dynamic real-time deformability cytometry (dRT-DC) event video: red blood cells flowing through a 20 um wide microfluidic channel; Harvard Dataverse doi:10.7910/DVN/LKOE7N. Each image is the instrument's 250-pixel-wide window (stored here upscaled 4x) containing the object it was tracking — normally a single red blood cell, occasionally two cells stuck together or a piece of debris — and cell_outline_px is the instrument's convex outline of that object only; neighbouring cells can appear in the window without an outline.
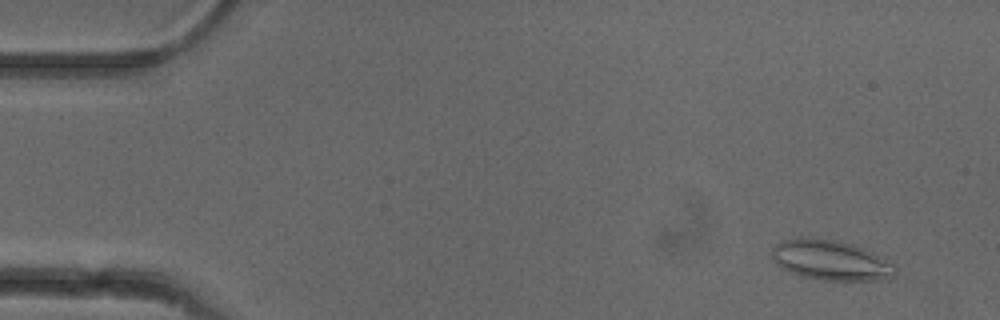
{"species": "common noctule bat (a hibernating species)", "species_latin": "Nyctalus noctula", "temperature_condition": "cold", "stored_images_in_passage": 25, "camera_frame_rate_fps": 3000, "um_per_image_px": 0.085, "animal": {"sex": "female"}, "frame": {"image": 1, "passage_image": 4, "time_ms": 1.0, "image_size_px": [1000, 320], "cell_outline_px": [[896, 276], [888, 280], [820, 280], [800, 276], [788, 272], [780, 268], [772, 260], [772, 248], [780, 240], [800, 236], [808, 236], [840, 240], [852, 244], [872, 252], [896, 264]], "centroid_in_image_um": [70.59, 22.1], "position_along_channel_um": 14.4, "area_um2": 29.71}}
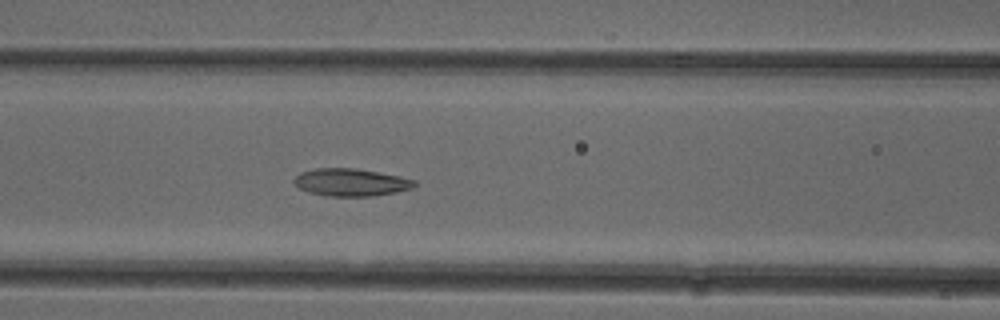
{"frame": {"image": 2, "passage_image": 22, "time_ms": 7.0, "image_size_px": [1000, 320], "cell_outline_px": [[416, 184], [412, 188], [396, 192], [372, 196], [328, 196], [308, 192], [300, 188], [292, 180], [300, 172], [316, 168], [356, 168], [416, 180]], "centroid_in_image_um": [29.8, 15.5], "position_along_channel_um": 136.8, "area_um2": 19.13}}
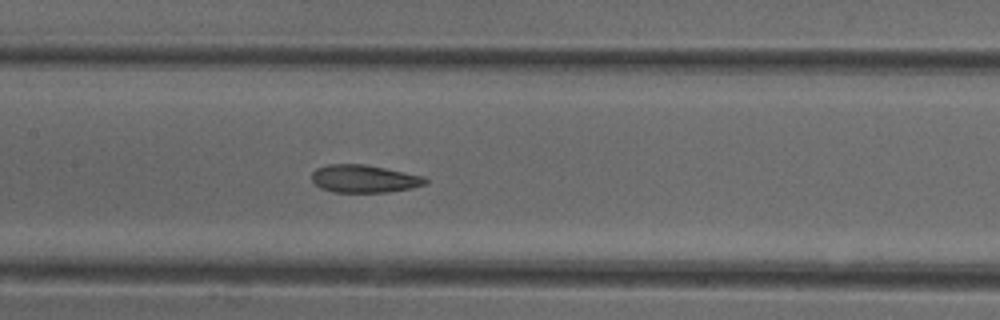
{"frame": {"image": 3, "passage_image": 25, "time_ms": 8.0, "image_size_px": [1000, 320], "cell_outline_px": [[428, 184], [412, 188], [388, 192], [332, 192], [320, 188], [312, 180], [312, 172], [316, 168], [328, 164], [364, 164], [424, 176], [428, 180]], "centroid_in_image_um": [30.96, 15.2], "position_along_channel_um": 176.4, "area_um2": 18.44}}